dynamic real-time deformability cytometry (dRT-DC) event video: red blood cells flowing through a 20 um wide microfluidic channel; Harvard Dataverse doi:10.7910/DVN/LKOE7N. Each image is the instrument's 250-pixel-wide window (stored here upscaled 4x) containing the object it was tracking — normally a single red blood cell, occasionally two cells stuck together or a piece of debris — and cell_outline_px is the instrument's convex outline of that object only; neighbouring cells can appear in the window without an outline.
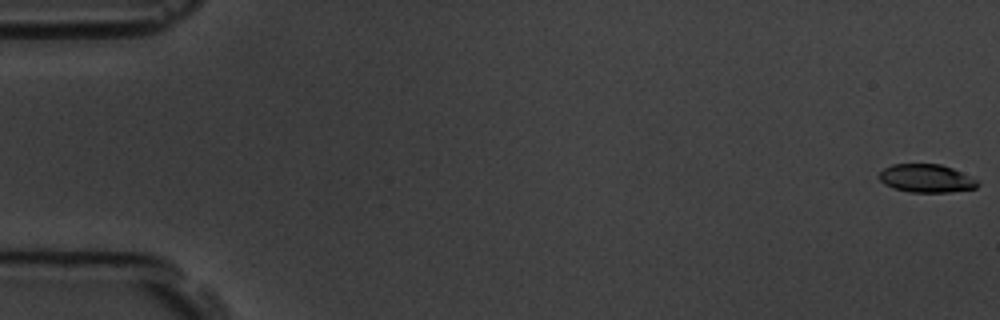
{"species": "common noctule bat (a hibernating species)", "species_latin": "Nyctalus noctula", "temperature_condition": "room temperature", "stored_images_in_passage": 52, "camera_frame_rate_fps": 3000, "um_per_image_px": 0.085, "animal": {"sex": "male", "body_mass_g": 19.5, "forearm_length_mm": 54.6}, "frame": {"image": 1, "passage_image": 1, "time_ms": 0.0, "image_size_px": [1000, 320], "cell_outline_px": [[980, 184], [976, 188], [952, 192], [912, 192], [892, 188], [884, 184], [880, 180], [880, 172], [884, 168], [892, 164], [940, 164], [952, 168], [980, 180]], "centroid_in_image_um": [78.78, 15.16], "position_along_channel_um": 6.2, "area_um2": 16.3}}
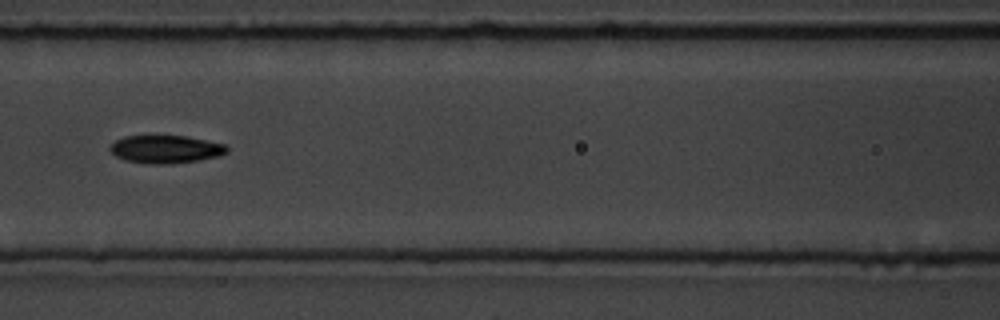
{"frame": {"image": 2, "passage_image": 26, "time_ms": 8.333, "image_size_px": [1000, 320], "cell_outline_px": [[228, 152], [220, 156], [200, 160], [168, 164], [148, 164], [124, 160], [116, 156], [108, 148], [116, 140], [124, 136], [184, 136], [224, 144], [228, 148]], "centroid_in_image_um": [14.08, 12.69], "position_along_channel_um": 152.5, "area_um2": 18.96}}
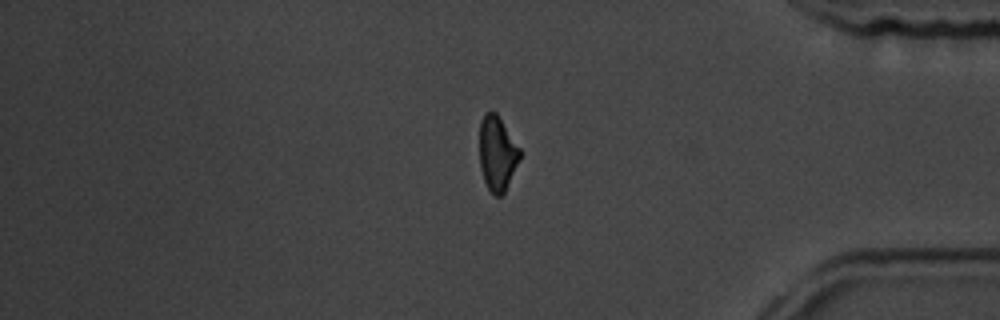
{"frame": {"image": 3, "passage_image": 48, "time_ms": 15.667, "image_size_px": [1000, 320], "cell_outline_px": [[520, 156], [504, 192], [500, 196], [496, 196], [488, 188], [484, 180], [480, 168], [480, 120], [484, 112], [496, 112], [520, 148]], "centroid_in_image_um": [42.24, 13.0], "position_along_channel_um": 393.0, "area_um2": 17.22}}